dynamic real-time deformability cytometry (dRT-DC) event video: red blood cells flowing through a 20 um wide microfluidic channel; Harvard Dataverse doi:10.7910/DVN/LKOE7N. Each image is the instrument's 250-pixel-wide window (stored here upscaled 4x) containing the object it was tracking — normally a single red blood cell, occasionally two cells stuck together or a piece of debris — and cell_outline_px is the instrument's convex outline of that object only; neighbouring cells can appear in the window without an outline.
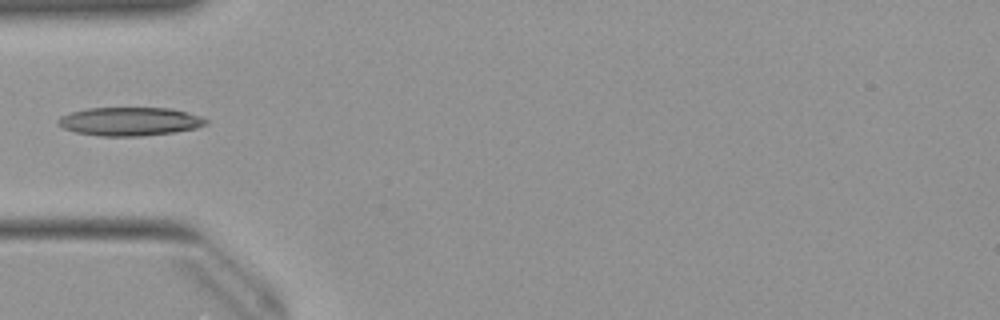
{"species": "Egyptian fruit bat (a non-hibernating species)", "species_latin": "Rousettus aegyptiacus", "temperature_condition": "warm", "stored_images_in_passage": 29, "camera_frame_rate_fps": 3000, "um_per_image_px": 0.085, "animal": {"sex": "female"}, "frame": {"image": 1, "passage_image": 1, "time_ms": 0.0, "image_size_px": [1000, 320], "cell_outline_px": [[208, 124], [196, 128], [176, 132], [140, 136], [100, 136], [76, 132], [64, 128], [56, 124], [56, 120], [60, 116], [72, 112], [88, 108], [168, 108], [200, 116], [208, 120]], "centroid_in_image_um": [11.01, 10.33], "position_along_channel_um": 74.0, "area_um2": 24.51}}
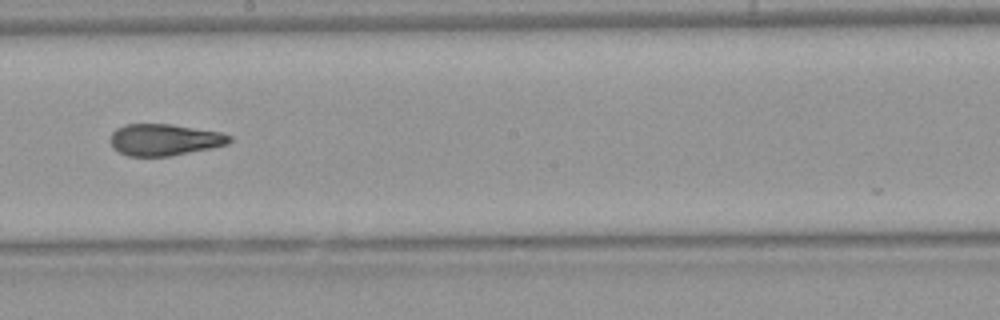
{"frame": {"image": 2, "passage_image": 13, "time_ms": 4.0, "image_size_px": [1000, 320], "cell_outline_px": [[232, 140], [228, 144], [212, 148], [172, 156], [128, 156], [112, 148], [108, 140], [112, 132], [116, 128], [124, 124], [172, 124], [220, 132], [232, 136]], "centroid_in_image_um": [13.95, 11.88], "position_along_channel_um": 234.2, "area_um2": 22.25}}
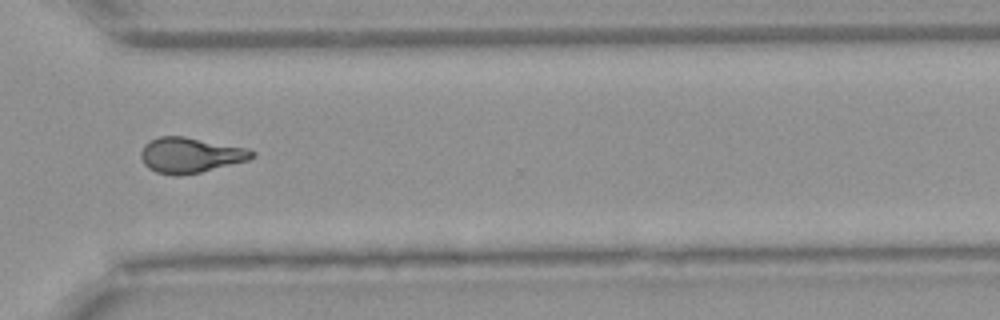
{"frame": {"image": 3, "passage_image": 22, "time_ms": 7.0, "image_size_px": [1000, 320], "cell_outline_px": [[256, 156], [248, 160], [200, 172], [176, 176], [172, 176], [156, 172], [148, 168], [144, 164], [140, 156], [140, 152], [144, 144], [148, 140], [160, 136], [184, 136], [248, 148], [256, 152]], "centroid_in_image_um": [16.16, 13.18], "position_along_channel_um": 354.4, "area_um2": 23.06}}